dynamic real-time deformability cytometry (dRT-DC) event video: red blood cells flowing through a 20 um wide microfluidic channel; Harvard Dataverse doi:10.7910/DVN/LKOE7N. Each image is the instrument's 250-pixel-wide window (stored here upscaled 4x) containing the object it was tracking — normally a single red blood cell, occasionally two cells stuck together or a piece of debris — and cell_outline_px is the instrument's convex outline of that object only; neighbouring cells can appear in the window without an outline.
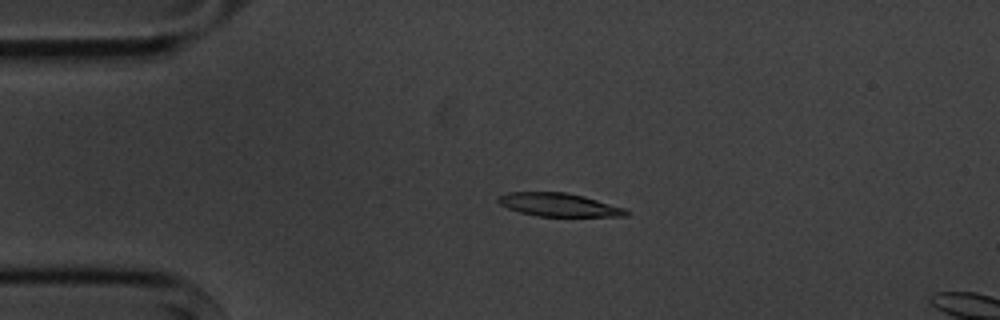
{"species": "common noctule bat (a hibernating species)", "species_latin": "Nyctalus noctula", "temperature_condition": "cold", "stored_images_in_passage": 4, "camera_frame_rate_fps": 3000, "um_per_image_px": 0.085, "animal": {"sex": "male", "body_mass_g": 20.1, "forearm_length_mm": 53.5}, "frame": {"image": 1, "passage_image": 3, "time_ms": 3.0, "image_size_px": [1000, 320], "cell_outline_px": [[628, 216], [536, 216], [520, 212], [508, 208], [500, 204], [496, 200], [496, 196], [508, 192], [568, 192], [584, 196], [624, 208], [628, 212]], "centroid_in_image_um": [47.45, 17.4], "position_along_channel_um": 37.6, "area_um2": 17.34}}